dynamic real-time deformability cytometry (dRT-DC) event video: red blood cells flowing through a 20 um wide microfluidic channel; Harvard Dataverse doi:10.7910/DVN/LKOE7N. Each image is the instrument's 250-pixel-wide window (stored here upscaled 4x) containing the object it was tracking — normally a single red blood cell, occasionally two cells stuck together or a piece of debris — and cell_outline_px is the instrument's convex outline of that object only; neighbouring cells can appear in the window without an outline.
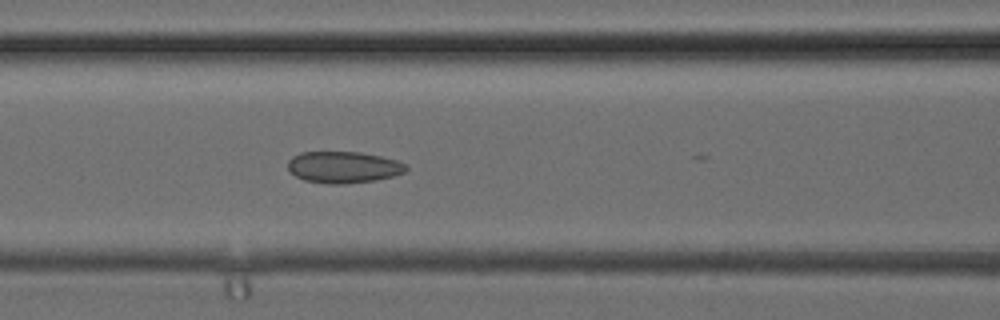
{"species": "common noctule bat (a hibernating species)", "species_latin": "Nyctalus noctula", "temperature_condition": "cold", "stored_images_in_passage": 16, "camera_frame_rate_fps": 3000, "um_per_image_px": 0.085, "animal": {"sex": "female", "body_mass_g": 24.6, "forearm_length_mm": 56.2}, "frame": {"image": 1, "passage_image": 15, "time_ms": 4.667, "image_size_px": [1000, 320], "cell_outline_px": [[408, 168], [404, 172], [392, 176], [376, 180], [344, 184], [328, 184], [304, 180], [296, 176], [288, 168], [288, 160], [292, 156], [300, 152], [360, 152], [380, 156], [396, 160], [408, 164]], "centroid_in_image_um": [29.19, 14.21], "position_along_channel_um": 137.4, "area_um2": 21.79}}